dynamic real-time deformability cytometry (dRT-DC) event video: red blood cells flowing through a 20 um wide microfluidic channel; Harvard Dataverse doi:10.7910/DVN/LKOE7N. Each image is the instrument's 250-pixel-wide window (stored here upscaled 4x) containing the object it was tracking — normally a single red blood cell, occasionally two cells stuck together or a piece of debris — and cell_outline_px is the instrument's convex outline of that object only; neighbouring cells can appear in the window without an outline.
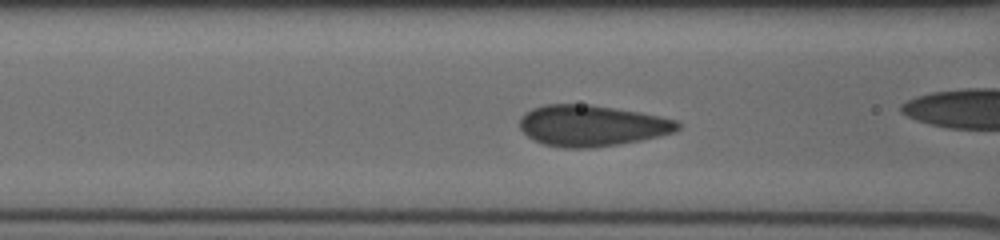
{"species": "human", "species_latin": "Homo sapiens", "temperature_condition": "cold", "stored_images_in_passage": 50, "camera_frame_rate_fps": 3000, "um_per_image_px": 0.085, "donor": {"sex": "male"}, "frame": {"image": 1, "passage_image": 21, "time_ms": 6.667, "image_size_px": [1000, 240], "cell_outline_px": [[680, 128], [676, 132], [640, 140], [592, 148], [564, 148], [544, 144], [528, 136], [520, 128], [520, 120], [532, 108], [544, 104], [588, 104], [640, 112], [660, 116], [676, 120], [680, 124]], "centroid_in_image_um": [50.33, 10.67], "position_along_channel_um": 116.3, "area_um2": 37.57}}
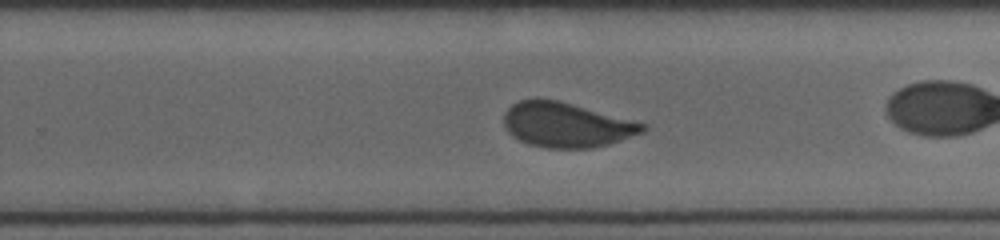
{"frame": {"image": 2, "passage_image": 33, "time_ms": 10.667, "image_size_px": [1000, 240], "cell_outline_px": [[648, 128], [644, 132], [608, 144], [592, 148], [544, 148], [528, 144], [512, 136], [508, 132], [504, 124], [504, 112], [512, 104], [520, 100], [560, 100], [648, 124]], "centroid_in_image_um": [48.17, 10.62], "position_along_channel_um": 281.6, "area_um2": 36.24}}
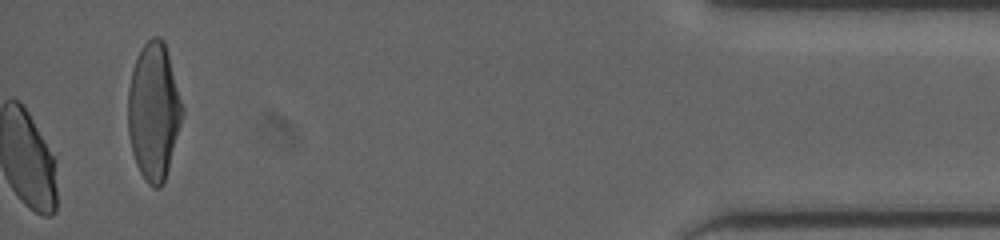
{"frame": {"image": 3, "passage_image": 50, "time_ms": 16.333, "image_size_px": [1000, 240], "cell_outline_px": [[184, 112], [168, 168], [164, 180], [160, 188], [152, 188], [144, 180], [136, 164], [132, 152], [128, 132], [128, 88], [132, 68], [144, 44], [152, 36], [160, 36], [164, 40], [184, 108]], "centroid_in_image_um": [13.06, 9.47], "position_along_channel_um": 422.1, "area_um2": 43.35}}